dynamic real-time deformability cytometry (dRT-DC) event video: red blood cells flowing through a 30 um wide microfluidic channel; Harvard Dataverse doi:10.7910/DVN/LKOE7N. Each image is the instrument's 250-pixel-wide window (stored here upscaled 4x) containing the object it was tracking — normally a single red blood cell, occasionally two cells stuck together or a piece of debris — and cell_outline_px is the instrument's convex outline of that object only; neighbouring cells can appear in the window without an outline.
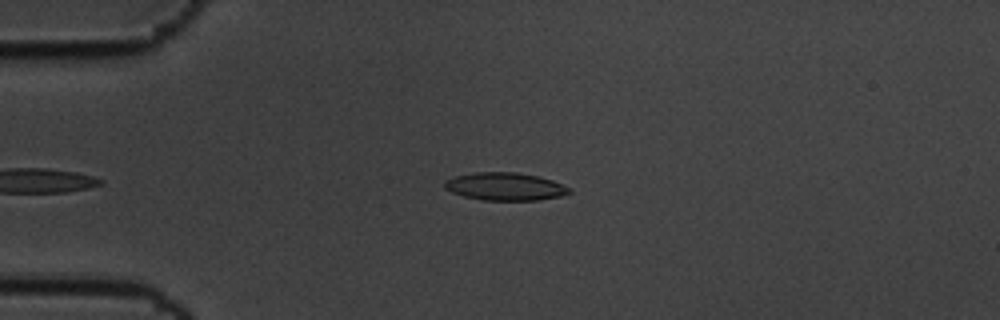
{"species": "common noctule bat (a hibernating species)", "species_latin": "Nyctalus noctula", "temperature_condition": "cold", "stored_images_in_passage": 42, "camera_frame_rate_fps": 3000, "um_per_image_px": 0.085, "animal": {"sex": "male", "body_mass_g": 19.5, "forearm_length_mm": 54.6}, "frame": {"image": 1, "passage_image": 3, "time_ms": 0.667, "image_size_px": [1000, 320], "cell_outline_px": [[572, 192], [560, 196], [536, 200], [480, 200], [464, 196], [452, 192], [444, 188], [444, 180], [452, 176], [472, 172], [516, 172], [540, 176], [552, 180], [572, 188]], "centroid_in_image_um": [42.91, 15.84], "position_along_channel_um": 42.1, "area_um2": 20.46}}
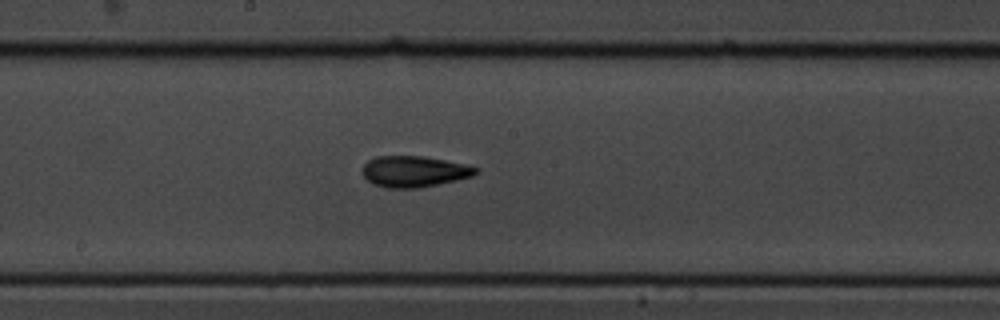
{"frame": {"image": 2, "passage_image": 20, "time_ms": 6.333, "image_size_px": [1000, 320], "cell_outline_px": [[480, 172], [472, 176], [456, 180], [420, 188], [388, 188], [372, 184], [360, 172], [360, 168], [368, 160], [376, 156], [424, 156], [464, 164], [480, 168]], "centroid_in_image_um": [35.17, 14.57], "position_along_channel_um": 213.0, "area_um2": 20.75}}
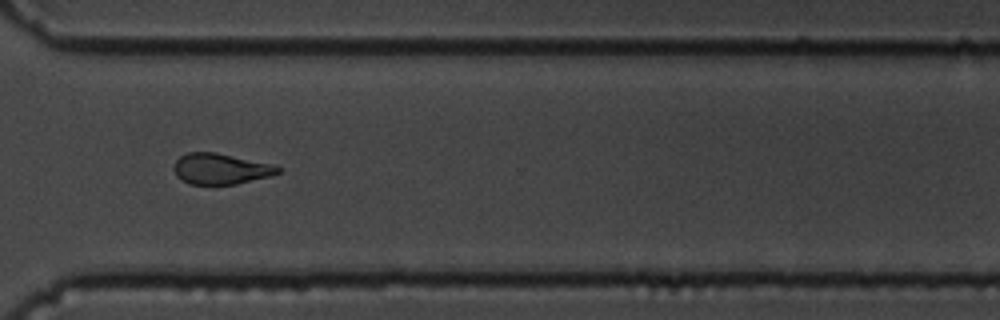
{"frame": {"image": 3, "passage_image": 32, "time_ms": 10.333, "image_size_px": [1000, 320], "cell_outline_px": [[280, 172], [272, 176], [236, 184], [188, 184], [176, 176], [172, 168], [176, 160], [180, 156], [188, 152], [216, 152], [272, 164], [280, 168]], "centroid_in_image_um": [18.73, 14.35], "position_along_channel_um": 351.9, "area_um2": 18.79}, "authors_computed_cell_mechanics": {"area_um2": 19.6231, "velocity_mm_per_s": 3.4692, "shape_relaxation_time_tau1_ms": 5.1354, "shape_relaxation_time_tau2_ms": 4.8785, "deformation_change_tau1": 0.1386, "deformation_change_tau2": 0.1382}}